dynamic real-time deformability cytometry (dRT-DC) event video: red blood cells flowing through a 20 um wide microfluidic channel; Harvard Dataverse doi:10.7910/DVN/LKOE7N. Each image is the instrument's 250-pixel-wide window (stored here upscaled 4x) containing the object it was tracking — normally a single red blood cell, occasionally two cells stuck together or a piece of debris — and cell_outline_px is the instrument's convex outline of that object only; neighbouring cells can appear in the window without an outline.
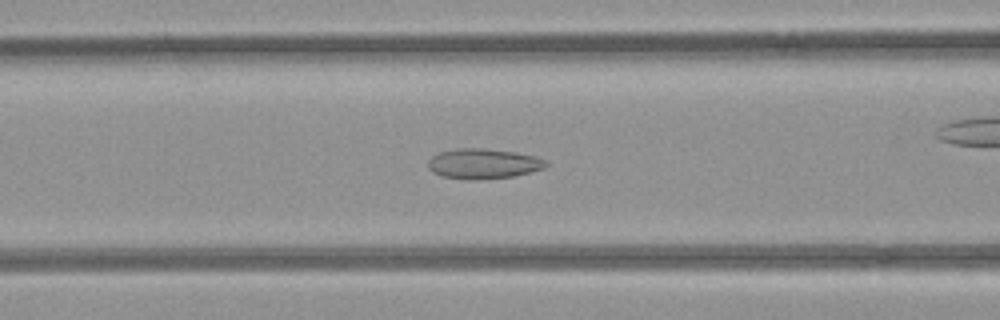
{"species": "common noctule bat (a hibernating species)", "species_latin": "Nyctalus noctula", "temperature_condition": "room temperature", "stored_images_in_passage": 50, "camera_frame_rate_fps": 3000, "um_per_image_px": 0.085, "animal": {"sex": "female", "body_mass_g": 21.9}, "frame": {"image": 1, "passage_image": 22, "time_ms": 7.0, "image_size_px": [1000, 320], "cell_outline_px": [[548, 164], [544, 168], [512, 176], [468, 180], [444, 176], [432, 172], [428, 168], [428, 160], [432, 156], [440, 152], [456, 148], [484, 148], [516, 152], [536, 156], [544, 160]], "centroid_in_image_um": [41.05, 13.9], "position_along_channel_um": 125.5, "area_um2": 20.52}}
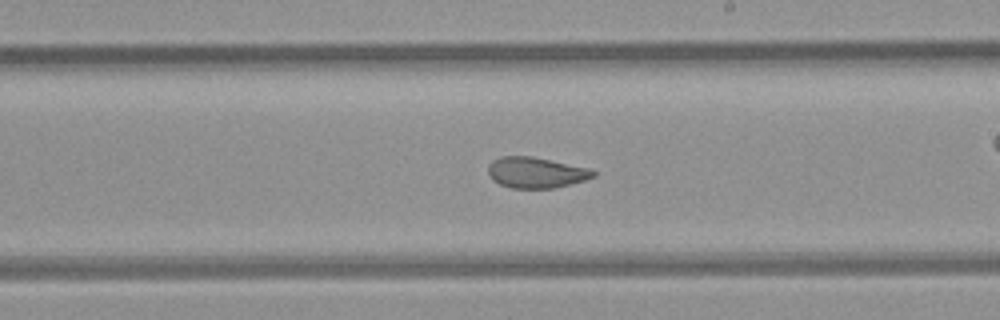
{"frame": {"image": 2, "passage_image": 31, "time_ms": 10.0, "image_size_px": [1000, 320], "cell_outline_px": [[596, 176], [584, 180], [552, 188], [512, 188], [500, 184], [492, 180], [488, 172], [488, 168], [492, 160], [500, 156], [532, 156], [588, 168], [596, 172]], "centroid_in_image_um": [45.53, 14.66], "position_along_channel_um": 243.5, "area_um2": 18.73}}
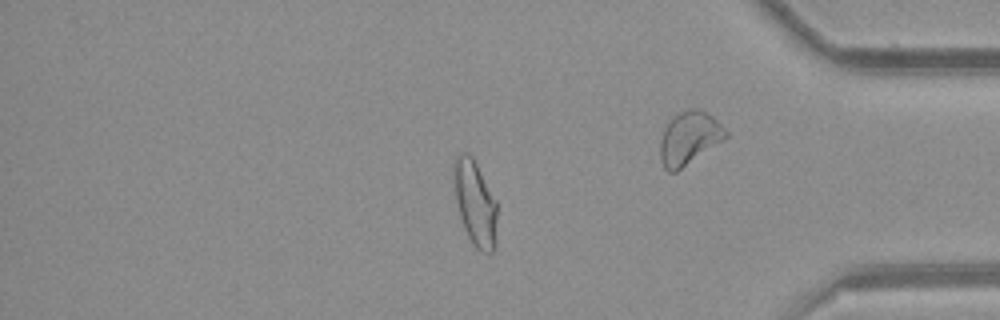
{"frame": {"image": 3, "passage_image": 45, "time_ms": 14.667, "image_size_px": [1000, 320], "cell_outline_px": [[496, 244], [492, 252], [480, 252], [472, 244], [464, 228], [460, 216], [456, 200], [452, 172], [452, 164], [456, 156], [460, 152], [468, 152], [472, 156], [496, 200]], "centroid_in_image_um": [40.36, 17.24], "position_along_channel_um": 394.8, "area_um2": 21.62}}